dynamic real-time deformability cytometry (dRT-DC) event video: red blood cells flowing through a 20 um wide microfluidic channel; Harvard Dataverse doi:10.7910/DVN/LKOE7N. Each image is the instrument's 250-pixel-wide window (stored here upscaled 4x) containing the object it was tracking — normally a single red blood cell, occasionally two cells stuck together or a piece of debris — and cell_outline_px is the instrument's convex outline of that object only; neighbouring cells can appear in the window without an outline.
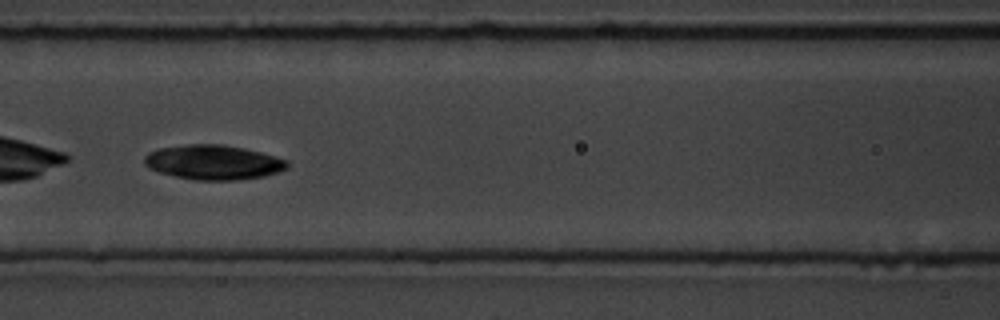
{"species": "common noctule bat (a hibernating species)", "species_latin": "Nyctalus noctula", "temperature_condition": "room temperature", "stored_images_in_passage": 56, "camera_frame_rate_fps": 3000, "um_per_image_px": 0.085, "animal": {"sex": "male", "body_mass_g": 19.5, "forearm_length_mm": 54.6}, "frame": {"image": 1, "passage_image": 25, "time_ms": 8.0, "image_size_px": [1000, 320], "cell_outline_px": [[288, 168], [280, 172], [264, 176], [236, 180], [192, 180], [160, 172], [148, 168], [144, 164], [144, 156], [148, 152], [160, 148], [188, 144], [220, 144], [244, 148], [260, 152], [288, 160]], "centroid_in_image_um": [18.14, 13.8], "position_along_channel_um": 148.5, "area_um2": 28.9}}
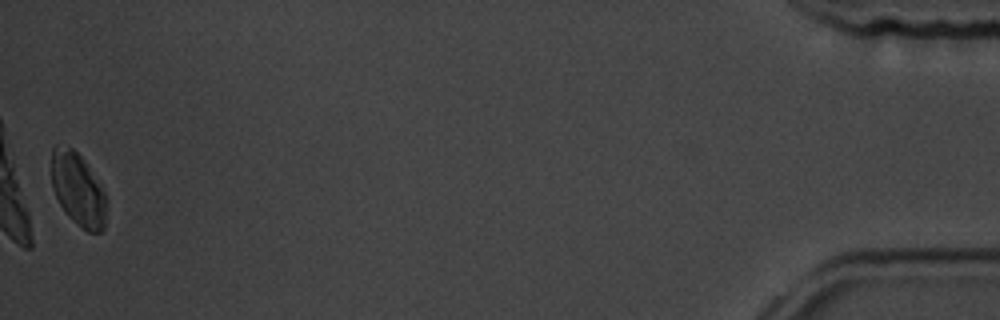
{"frame": {"image": 2, "passage_image": 56, "time_ms": 18.333, "image_size_px": [1000, 320], "cell_outline_px": [[104, 228], [100, 232], [88, 232], [72, 220], [68, 216], [60, 204], [52, 188], [52, 148], [56, 144], [72, 148], [84, 160], [100, 184], [104, 192]], "centroid_in_image_um": [6.59, 16.08], "position_along_channel_um": 428.6, "area_um2": 22.89}, "authors_computed_cell_mechanics": {"area_um2": 28.4665, "velocity_mm_per_s": 3.6246, "shape_relaxation_time_tau1_ms": 2.8761, "shape_relaxation_time_tau2_ms": null, "deformation_change_tau1": 0.089, "deformation_change_tau2": null}}